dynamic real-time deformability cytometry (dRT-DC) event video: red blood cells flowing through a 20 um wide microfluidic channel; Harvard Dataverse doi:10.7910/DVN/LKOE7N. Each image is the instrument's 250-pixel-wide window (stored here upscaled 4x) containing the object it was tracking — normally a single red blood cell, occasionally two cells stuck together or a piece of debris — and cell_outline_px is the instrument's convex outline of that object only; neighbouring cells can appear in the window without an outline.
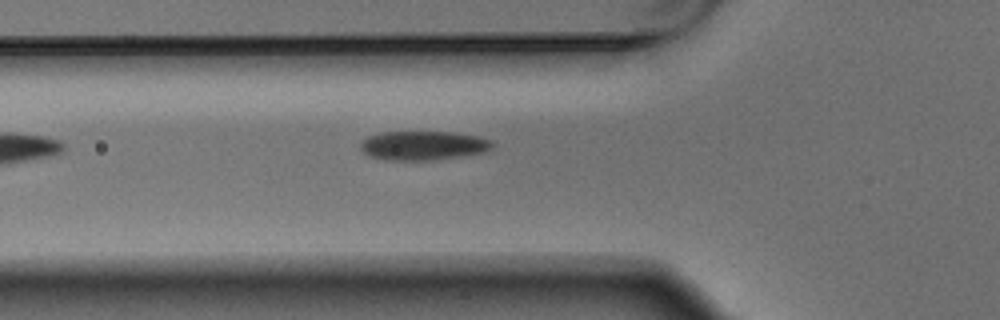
{"species": "Egyptian fruit bat (a non-hibernating species)", "species_latin": "Rousettus aegyptiacus", "temperature_condition": "warm", "stored_images_in_passage": 5, "camera_frame_rate_fps": 3000, "um_per_image_px": 0.085, "animal": {"sex": "male"}, "frame": {"image": 1, "passage_image": 5, "time_ms": 1.333, "image_size_px": [1000, 320], "cell_outline_px": [[496, 144], [488, 152], [436, 160], [384, 160], [368, 156], [360, 148], [360, 144], [368, 136], [384, 132], [452, 132], [480, 136], [492, 140]], "centroid_in_image_um": [36.04, 12.38], "position_along_channel_um": 89.8, "area_um2": 22.72}}